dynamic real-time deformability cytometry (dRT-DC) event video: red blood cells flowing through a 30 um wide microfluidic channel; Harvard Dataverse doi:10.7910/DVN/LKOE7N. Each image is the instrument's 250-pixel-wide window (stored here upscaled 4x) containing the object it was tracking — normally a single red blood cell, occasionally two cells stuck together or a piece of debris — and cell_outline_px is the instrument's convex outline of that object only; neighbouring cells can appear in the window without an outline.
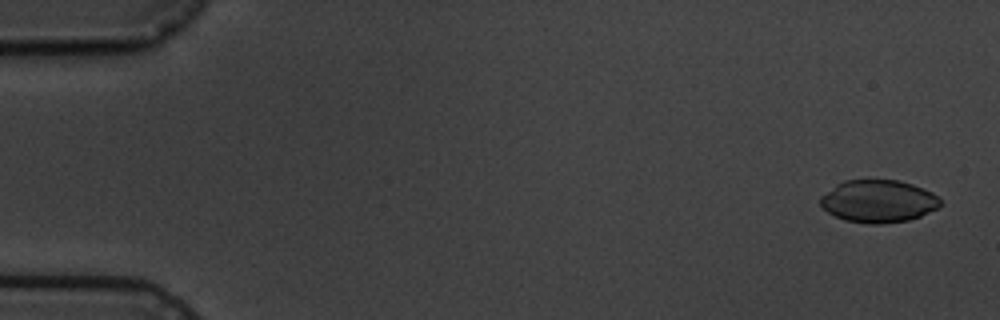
{"species": "common noctule bat (a hibernating species)", "species_latin": "Nyctalus noctula", "temperature_condition": "cold", "stored_images_in_passage": 7, "camera_frame_rate_fps": 3000, "um_per_image_px": 0.085, "animal": {"sex": "male", "body_mass_g": 19.5, "forearm_length_mm": 54.6}, "frame": {"image": 1, "passage_image": 1, "time_ms": 0.0, "image_size_px": [1000, 320], "cell_outline_px": [[940, 208], [920, 216], [908, 220], [880, 224], [868, 224], [844, 220], [828, 212], [820, 204], [820, 196], [836, 184], [844, 180], [900, 180], [912, 184], [932, 192], [940, 200]], "centroid_in_image_um": [74.65, 17.1], "position_along_channel_um": 10.3, "area_um2": 29.77}}